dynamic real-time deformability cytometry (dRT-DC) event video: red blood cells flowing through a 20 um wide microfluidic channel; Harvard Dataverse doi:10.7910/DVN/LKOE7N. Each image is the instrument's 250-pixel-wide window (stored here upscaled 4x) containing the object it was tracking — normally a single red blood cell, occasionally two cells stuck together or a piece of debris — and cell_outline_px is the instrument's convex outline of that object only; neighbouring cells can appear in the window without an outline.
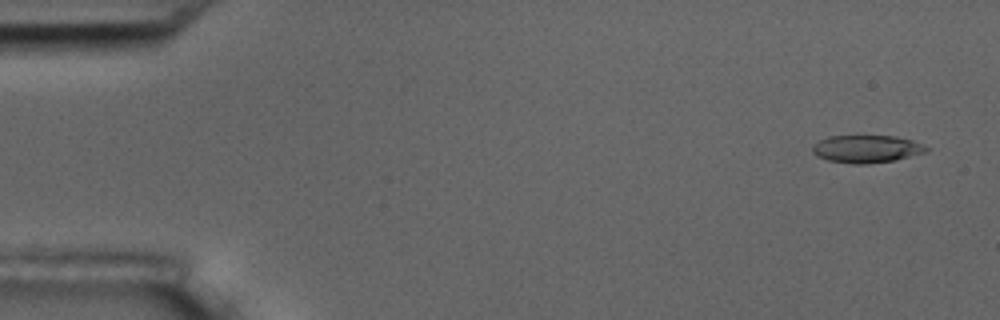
{"species": "common noctule bat (a hibernating species)", "species_latin": "Nyctalus noctula", "temperature_condition": "room temperature", "stored_images_in_passage": 56, "camera_frame_rate_fps": 3000, "um_per_image_px": 0.085, "animal": {"sex": "male", "body_mass_g": 17.5, "forearm_length_mm": 52.3}, "frame": {"image": 1, "passage_image": 3, "time_ms": 0.667, "image_size_px": [1000, 320], "cell_outline_px": [[928, 152], [896, 160], [868, 164], [852, 164], [828, 160], [816, 156], [812, 152], [812, 148], [820, 140], [828, 136], [856, 132], [896, 136], [912, 140], [924, 144], [928, 148]], "centroid_in_image_um": [73.66, 12.6], "position_along_channel_um": 11.3, "area_um2": 19.42}}
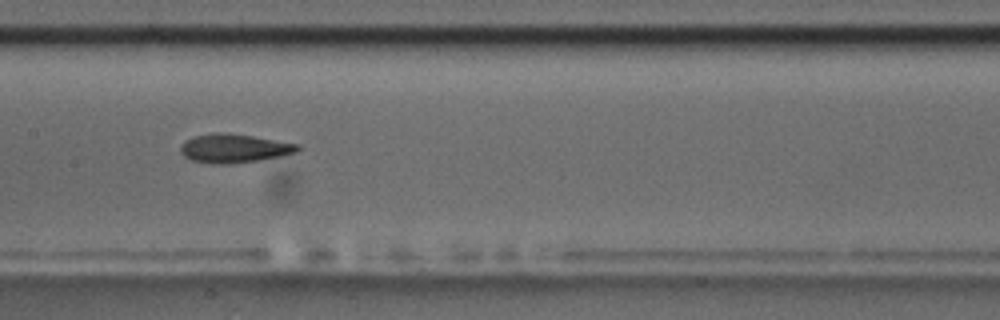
{"frame": {"image": 2, "passage_image": 28, "time_ms": 9.0, "image_size_px": [1000, 320], "cell_outline_px": [[300, 148], [296, 152], [280, 156], [260, 160], [228, 164], [212, 164], [192, 160], [184, 156], [180, 152], [180, 144], [184, 140], [192, 136], [216, 132], [228, 132], [300, 144]], "centroid_in_image_um": [19.85, 12.6], "position_along_channel_um": 187.5, "area_um2": 19.83}}
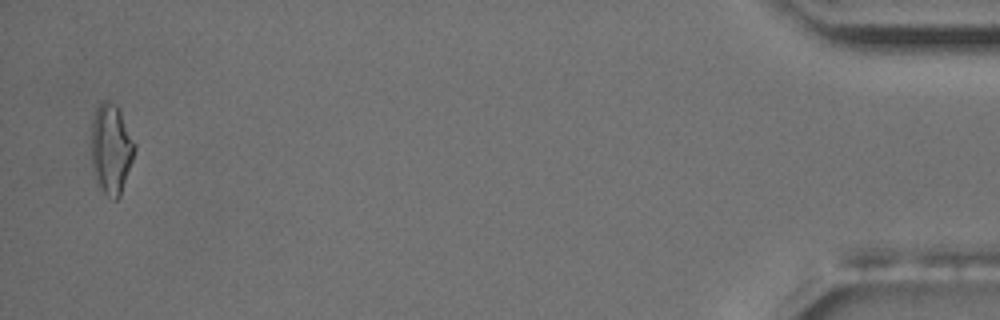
{"frame": {"image": 3, "passage_image": 55, "time_ms": 18.0, "image_size_px": [1000, 320], "cell_outline_px": [[136, 148], [120, 196], [116, 200], [112, 200], [96, 184], [92, 172], [92, 120], [96, 108], [100, 100], [108, 100], [116, 104], [120, 108], [136, 144]], "centroid_in_image_um": [9.45, 12.63], "position_along_channel_um": 425.8, "area_um2": 23.12}, "authors_computed_cell_mechanics": {"area_um2": 19.3341, "velocity_mm_per_s": 3.6102, "shape_relaxation_time_tau1_ms": 6.6438, "shape_relaxation_time_tau2_ms": 3.7605, "deformation_change_tau1": 0.2117, "deformation_change_tau2": 0.138}}